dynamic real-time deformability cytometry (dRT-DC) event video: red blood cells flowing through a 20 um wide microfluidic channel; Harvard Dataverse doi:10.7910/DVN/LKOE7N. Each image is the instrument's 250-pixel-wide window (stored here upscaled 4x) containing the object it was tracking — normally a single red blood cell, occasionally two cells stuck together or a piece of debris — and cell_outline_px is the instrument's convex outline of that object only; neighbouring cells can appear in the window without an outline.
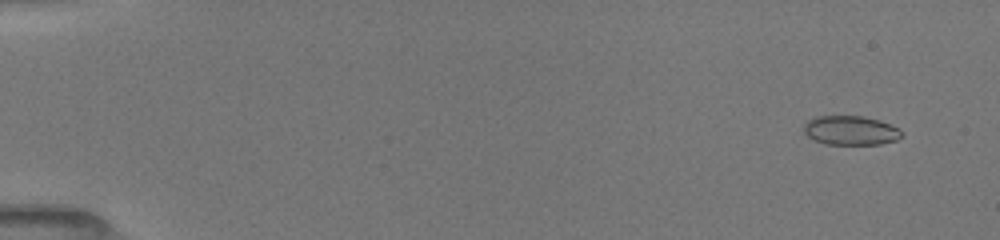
{"species": "common noctule bat (a hibernating species)", "species_latin": "Nyctalus noctula", "temperature_condition": "room temperature", "stored_images_in_passage": 32, "camera_frame_rate_fps": 3000, "um_per_image_px": 0.085, "animal": {"sex": "female", "body_mass_g": 19.5, "forearm_length_mm": 54.1}, "frame": {"image": 1, "passage_image": 7, "time_ms": 1.0, "image_size_px": [1000, 240], "cell_outline_px": [[904, 136], [896, 140], [880, 144], [824, 144], [812, 140], [804, 132], [804, 124], [808, 120], [816, 116], [864, 116], [880, 120], [900, 128], [904, 132]], "centroid_in_image_um": [72.33, 11.08], "position_along_channel_um": 12.7, "area_um2": 16.94}}
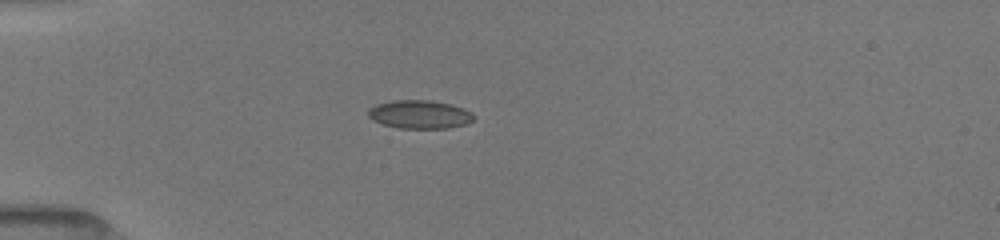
{"frame": {"image": 2, "passage_image": 28, "time_ms": 5.0, "image_size_px": [1000, 240], "cell_outline_px": [[476, 116], [468, 124], [448, 128], [400, 128], [384, 124], [372, 120], [368, 116], [368, 108], [376, 104], [392, 100], [432, 100], [452, 104], [464, 108], [472, 112]], "centroid_in_image_um": [35.7, 9.71], "position_along_channel_um": 49.3, "area_um2": 17.69}}